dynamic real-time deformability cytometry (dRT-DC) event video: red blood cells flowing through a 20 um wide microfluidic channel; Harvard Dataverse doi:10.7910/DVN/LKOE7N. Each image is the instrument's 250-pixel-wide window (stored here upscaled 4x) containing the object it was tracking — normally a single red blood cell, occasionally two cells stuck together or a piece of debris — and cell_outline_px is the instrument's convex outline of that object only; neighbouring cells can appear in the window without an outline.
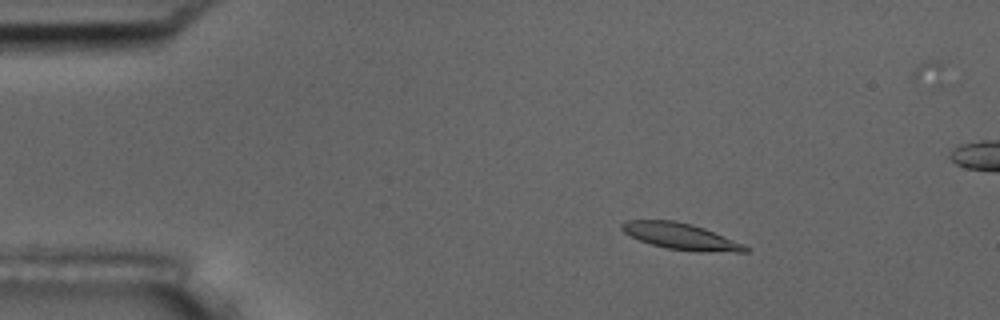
{"species": "common noctule bat (a hibernating species)", "species_latin": "Nyctalus noctula", "temperature_condition": "room temperature", "stored_images_in_passage": 6, "segment_of_instrument_passage": [1, 2], "camera_frame_rate_fps": 3000, "um_per_image_px": 0.085, "animal": {"sex": "male", "body_mass_g": 17.5, "forearm_length_mm": 52.3}, "frame": {"image": 1, "passage_image": 3, "time_ms": 2.333, "image_size_px": [1000, 320], "cell_outline_px": [[752, 248], [748, 252], [700, 252], [668, 248], [652, 244], [640, 240], [624, 232], [620, 228], [620, 224], [628, 220], [676, 220], [692, 224], [704, 228], [744, 244]], "centroid_in_image_um": [57.91, 20.09], "position_along_channel_um": 27.1, "area_um2": 18.96}}